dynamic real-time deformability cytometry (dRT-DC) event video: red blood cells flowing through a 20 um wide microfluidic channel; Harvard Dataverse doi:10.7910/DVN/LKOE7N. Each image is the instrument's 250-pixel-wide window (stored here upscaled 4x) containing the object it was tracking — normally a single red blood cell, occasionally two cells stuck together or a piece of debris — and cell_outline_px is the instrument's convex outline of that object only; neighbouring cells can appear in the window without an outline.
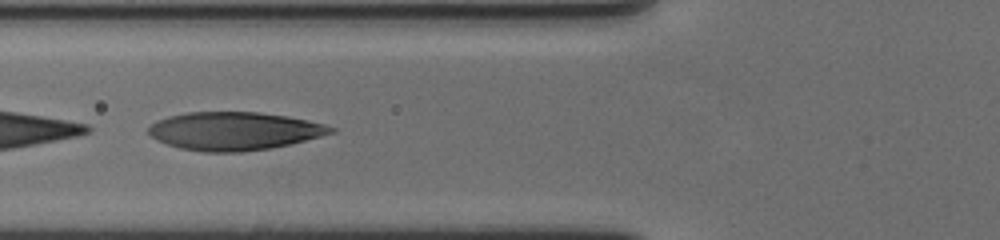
{"species": "human", "species_latin": "Homo sapiens", "temperature_condition": "cold", "stored_images_in_passage": 44, "camera_frame_rate_fps": 3000, "um_per_image_px": 0.085, "donor": {"sex": "female"}, "frame": {"image": 1, "passage_image": 10, "time_ms": 3.0, "image_size_px": [1000, 240], "cell_outline_px": [[336, 132], [272, 148], [240, 152], [204, 152], [180, 148], [156, 140], [148, 132], [148, 128], [156, 120], [168, 116], [188, 112], [260, 112], [288, 116], [308, 120], [324, 124], [336, 128]], "centroid_in_image_um": [19.9, 11.13], "position_along_channel_um": 105.9, "area_um2": 40.52}}
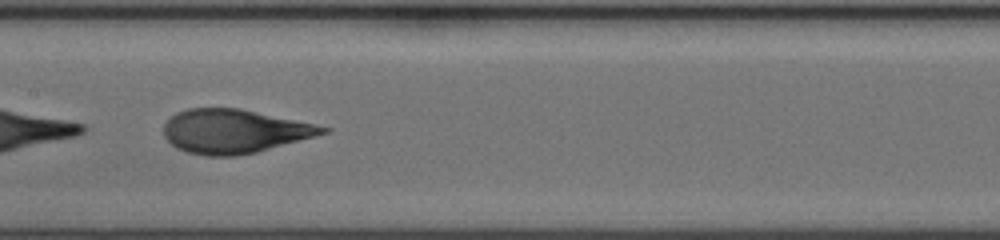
{"frame": {"image": 2, "passage_image": 17, "time_ms": 5.333, "image_size_px": [1000, 240], "cell_outline_px": [[332, 128], [328, 132], [316, 136], [256, 152], [236, 156], [208, 156], [188, 152], [176, 148], [164, 136], [164, 124], [176, 112], [188, 108], [240, 108], [316, 124]], "centroid_in_image_um": [19.92, 11.15], "position_along_channel_um": 187.5, "area_um2": 40.58}}
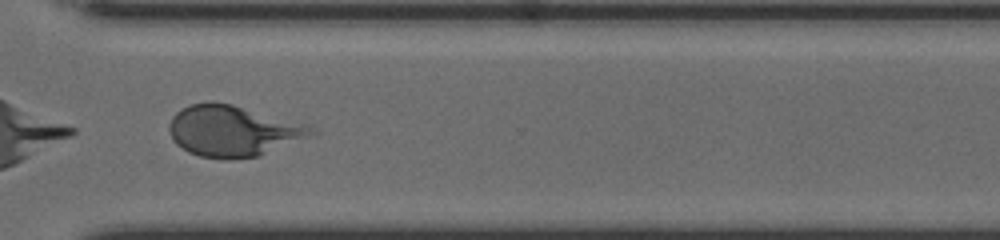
{"frame": {"image": 3, "passage_image": 31, "time_ms": 10.0, "image_size_px": [1000, 240], "cell_outline_px": [[320, 132], [256, 156], [228, 160], [200, 156], [188, 152], [176, 144], [172, 140], [168, 128], [168, 124], [172, 116], [180, 108], [188, 104], [208, 100], [212, 100], [232, 104], [312, 124]], "centroid_in_image_um": [19.79, 11.09], "position_along_channel_um": 350.8, "area_um2": 42.95}, "authors_computed_cell_mechanics": {"area_um2": 40.9802, "velocity_mm_per_s": 3.4976, "shape_relaxation_time_tau1_ms": 4.1544, "shape_relaxation_time_tau2_ms": 0.9708, "deformation_change_tau1": 0.1927, "deformation_change_tau2": 0.0858}}